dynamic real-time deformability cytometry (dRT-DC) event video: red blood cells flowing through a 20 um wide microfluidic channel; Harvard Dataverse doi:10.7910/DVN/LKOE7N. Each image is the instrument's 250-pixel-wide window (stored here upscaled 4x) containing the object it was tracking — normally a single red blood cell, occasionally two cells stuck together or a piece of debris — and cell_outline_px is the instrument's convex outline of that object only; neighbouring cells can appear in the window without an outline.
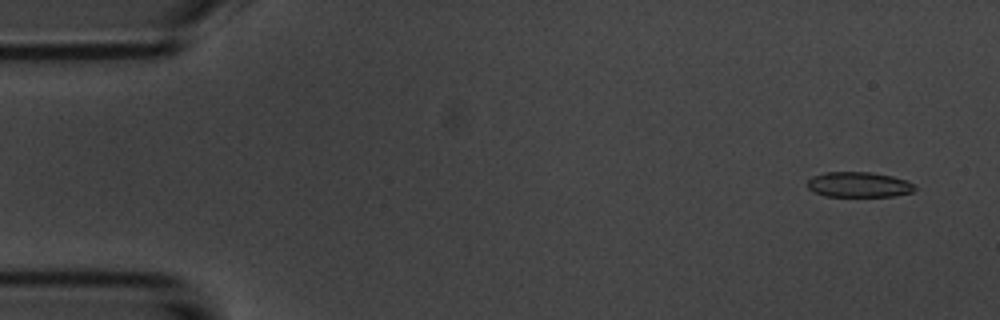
{"species": "common noctule bat (a hibernating species)", "species_latin": "Nyctalus noctula", "temperature_condition": "room temperature", "stored_images_in_passage": 5, "camera_frame_rate_fps": 3000, "um_per_image_px": 0.085, "animal": {"sex": "male", "body_mass_g": 20.1, "forearm_length_mm": 53.5}, "frame": {"image": 1, "passage_image": 1, "time_ms": 0.0, "image_size_px": [1000, 320], "cell_outline_px": [[916, 188], [912, 192], [896, 196], [824, 196], [812, 192], [808, 188], [808, 180], [812, 176], [824, 172], [872, 172], [892, 176], [908, 180]], "centroid_in_image_um": [72.98, 15.69], "position_along_channel_um": 12.0, "area_um2": 15.95}}
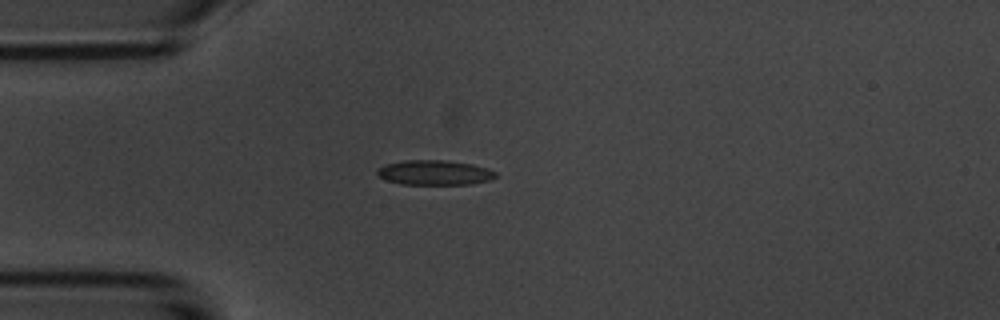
{"frame": {"image": 2, "passage_image": 4, "time_ms": 3.667, "image_size_px": [1000, 320], "cell_outline_px": [[496, 176], [492, 180], [472, 184], [400, 184], [384, 180], [376, 176], [376, 172], [384, 164], [404, 160], [444, 160], [472, 164], [488, 168], [496, 172]], "centroid_in_image_um": [36.92, 14.67], "position_along_channel_um": 48.1, "area_um2": 17.34}}